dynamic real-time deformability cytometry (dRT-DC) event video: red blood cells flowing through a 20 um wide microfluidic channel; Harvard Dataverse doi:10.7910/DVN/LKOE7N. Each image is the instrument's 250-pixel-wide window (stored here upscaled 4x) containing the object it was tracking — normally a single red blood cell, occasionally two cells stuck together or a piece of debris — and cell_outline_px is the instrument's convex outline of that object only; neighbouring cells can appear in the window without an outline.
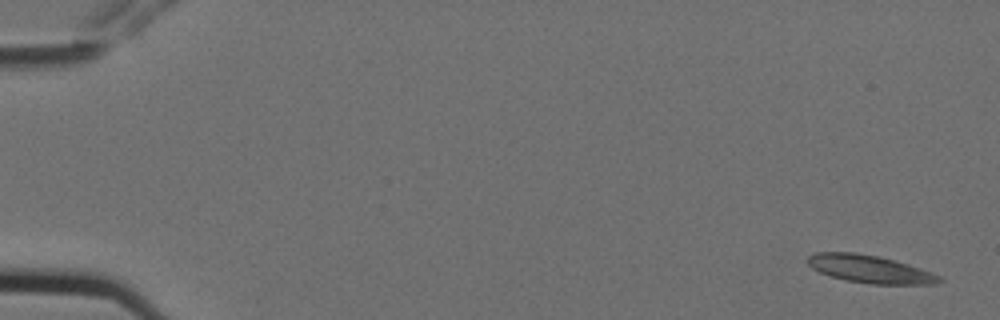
{"species": "Egyptian fruit bat (a non-hibernating species)", "species_latin": "Rousettus aegyptiacus", "temperature_condition": "cold", "stored_images_in_passage": 5, "camera_frame_rate_fps": 3000, "um_per_image_px": 0.085, "animal": {"sex": "female"}, "frame": {"image": 1, "passage_image": 1, "time_ms": 0.0, "image_size_px": [1000, 320], "cell_outline_px": [[944, 280], [940, 284], [872, 284], [844, 280], [820, 272], [812, 268], [808, 264], [808, 256], [816, 252], [856, 252], [896, 260], [932, 272], [940, 276]], "centroid_in_image_um": [73.97, 22.87], "position_along_channel_um": 11.0, "area_um2": 21.33}}
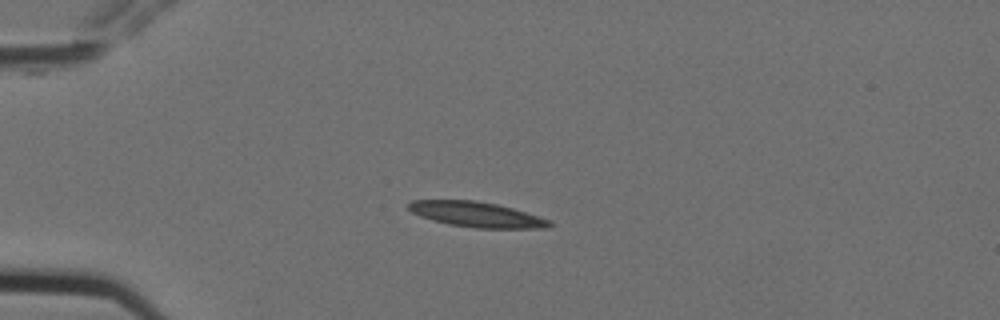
{"frame": {"image": 2, "passage_image": 4, "time_ms": 1.0, "image_size_px": [1000, 320], "cell_outline_px": [[556, 224], [548, 228], [476, 228], [448, 224], [432, 220], [420, 216], [412, 212], [408, 208], [408, 204], [412, 200], [476, 200], [496, 204], [512, 208], [552, 220]], "centroid_in_image_um": [40.55, 18.23], "position_along_channel_um": 44.4, "area_um2": 20.81}}